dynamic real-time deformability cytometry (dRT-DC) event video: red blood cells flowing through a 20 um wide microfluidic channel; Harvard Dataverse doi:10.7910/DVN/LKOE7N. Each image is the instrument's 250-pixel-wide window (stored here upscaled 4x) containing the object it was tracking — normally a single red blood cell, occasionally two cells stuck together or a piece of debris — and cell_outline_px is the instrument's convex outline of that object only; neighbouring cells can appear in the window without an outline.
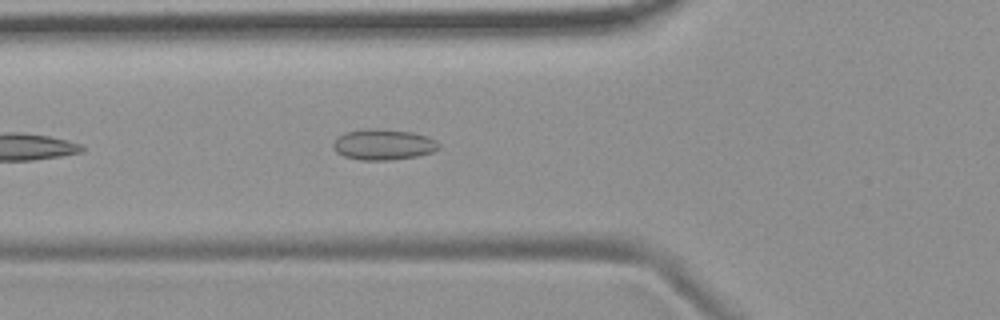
{"species": "common noctule bat (a hibernating species)", "species_latin": "Nyctalus noctula", "temperature_condition": "room temperature", "stored_images_in_passage": 6, "camera_frame_rate_fps": 3000, "um_per_image_px": 0.085, "animal": {"sex": "female", "body_mass_g": 19.9}, "frame": {"image": 1, "passage_image": 6, "time_ms": 6.0, "image_size_px": [1000, 320], "cell_outline_px": [[440, 148], [432, 152], [416, 156], [388, 160], [360, 160], [344, 156], [336, 152], [332, 144], [336, 136], [344, 132], [368, 128], [376, 128], [412, 132], [428, 136], [436, 140], [440, 144]], "centroid_in_image_um": [32.57, 12.27], "position_along_channel_um": 93.2, "area_um2": 19.13}}